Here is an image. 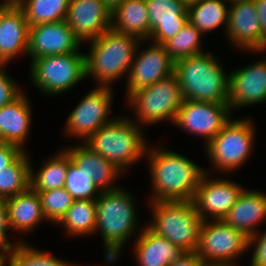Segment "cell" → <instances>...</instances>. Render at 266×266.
Segmentation results:
<instances>
[{
	"instance_id": "obj_40",
	"label": "cell",
	"mask_w": 266,
	"mask_h": 266,
	"mask_svg": "<svg viewBox=\"0 0 266 266\" xmlns=\"http://www.w3.org/2000/svg\"><path fill=\"white\" fill-rule=\"evenodd\" d=\"M204 261L196 252H186L168 266H203Z\"/></svg>"
},
{
	"instance_id": "obj_31",
	"label": "cell",
	"mask_w": 266,
	"mask_h": 266,
	"mask_svg": "<svg viewBox=\"0 0 266 266\" xmlns=\"http://www.w3.org/2000/svg\"><path fill=\"white\" fill-rule=\"evenodd\" d=\"M27 151H23L3 171L2 199H8L30 188L31 162Z\"/></svg>"
},
{
	"instance_id": "obj_44",
	"label": "cell",
	"mask_w": 266,
	"mask_h": 266,
	"mask_svg": "<svg viewBox=\"0 0 266 266\" xmlns=\"http://www.w3.org/2000/svg\"><path fill=\"white\" fill-rule=\"evenodd\" d=\"M107 6L112 10L116 5L122 3L125 0H103Z\"/></svg>"
},
{
	"instance_id": "obj_46",
	"label": "cell",
	"mask_w": 266,
	"mask_h": 266,
	"mask_svg": "<svg viewBox=\"0 0 266 266\" xmlns=\"http://www.w3.org/2000/svg\"><path fill=\"white\" fill-rule=\"evenodd\" d=\"M182 1L187 7H189V6H192L194 4L201 2L203 0H182Z\"/></svg>"
},
{
	"instance_id": "obj_10",
	"label": "cell",
	"mask_w": 266,
	"mask_h": 266,
	"mask_svg": "<svg viewBox=\"0 0 266 266\" xmlns=\"http://www.w3.org/2000/svg\"><path fill=\"white\" fill-rule=\"evenodd\" d=\"M248 240L223 220L202 221L196 253L204 263H233L249 249Z\"/></svg>"
},
{
	"instance_id": "obj_11",
	"label": "cell",
	"mask_w": 266,
	"mask_h": 266,
	"mask_svg": "<svg viewBox=\"0 0 266 266\" xmlns=\"http://www.w3.org/2000/svg\"><path fill=\"white\" fill-rule=\"evenodd\" d=\"M111 87L97 86L87 93L74 110L69 114L66 133L79 137L84 142L102 126L115 118L108 119L112 105Z\"/></svg>"
},
{
	"instance_id": "obj_25",
	"label": "cell",
	"mask_w": 266,
	"mask_h": 266,
	"mask_svg": "<svg viewBox=\"0 0 266 266\" xmlns=\"http://www.w3.org/2000/svg\"><path fill=\"white\" fill-rule=\"evenodd\" d=\"M111 28L119 33L146 41L150 36V22L146 0H125L111 13Z\"/></svg>"
},
{
	"instance_id": "obj_42",
	"label": "cell",
	"mask_w": 266,
	"mask_h": 266,
	"mask_svg": "<svg viewBox=\"0 0 266 266\" xmlns=\"http://www.w3.org/2000/svg\"><path fill=\"white\" fill-rule=\"evenodd\" d=\"M12 251L13 249L0 248V266H7L6 264H9Z\"/></svg>"
},
{
	"instance_id": "obj_2",
	"label": "cell",
	"mask_w": 266,
	"mask_h": 266,
	"mask_svg": "<svg viewBox=\"0 0 266 266\" xmlns=\"http://www.w3.org/2000/svg\"><path fill=\"white\" fill-rule=\"evenodd\" d=\"M211 54L204 52L174 62L173 74L185 100L228 104L230 75Z\"/></svg>"
},
{
	"instance_id": "obj_41",
	"label": "cell",
	"mask_w": 266,
	"mask_h": 266,
	"mask_svg": "<svg viewBox=\"0 0 266 266\" xmlns=\"http://www.w3.org/2000/svg\"><path fill=\"white\" fill-rule=\"evenodd\" d=\"M260 20L262 34L266 37V0H254Z\"/></svg>"
},
{
	"instance_id": "obj_6",
	"label": "cell",
	"mask_w": 266,
	"mask_h": 266,
	"mask_svg": "<svg viewBox=\"0 0 266 266\" xmlns=\"http://www.w3.org/2000/svg\"><path fill=\"white\" fill-rule=\"evenodd\" d=\"M153 221L147 227L184 252H196L202 219L193 201L150 202Z\"/></svg>"
},
{
	"instance_id": "obj_29",
	"label": "cell",
	"mask_w": 266,
	"mask_h": 266,
	"mask_svg": "<svg viewBox=\"0 0 266 266\" xmlns=\"http://www.w3.org/2000/svg\"><path fill=\"white\" fill-rule=\"evenodd\" d=\"M62 224L67 234L87 235L95 232L97 223L96 200L74 199L71 207L58 224Z\"/></svg>"
},
{
	"instance_id": "obj_26",
	"label": "cell",
	"mask_w": 266,
	"mask_h": 266,
	"mask_svg": "<svg viewBox=\"0 0 266 266\" xmlns=\"http://www.w3.org/2000/svg\"><path fill=\"white\" fill-rule=\"evenodd\" d=\"M10 229L26 233L34 230L44 216L38 192L31 187L25 192L5 199Z\"/></svg>"
},
{
	"instance_id": "obj_38",
	"label": "cell",
	"mask_w": 266,
	"mask_h": 266,
	"mask_svg": "<svg viewBox=\"0 0 266 266\" xmlns=\"http://www.w3.org/2000/svg\"><path fill=\"white\" fill-rule=\"evenodd\" d=\"M23 150L14 144L0 142V199H2V177L3 171L9 166Z\"/></svg>"
},
{
	"instance_id": "obj_16",
	"label": "cell",
	"mask_w": 266,
	"mask_h": 266,
	"mask_svg": "<svg viewBox=\"0 0 266 266\" xmlns=\"http://www.w3.org/2000/svg\"><path fill=\"white\" fill-rule=\"evenodd\" d=\"M81 42L65 20L29 27L27 56L31 61L48 55L78 52Z\"/></svg>"
},
{
	"instance_id": "obj_37",
	"label": "cell",
	"mask_w": 266,
	"mask_h": 266,
	"mask_svg": "<svg viewBox=\"0 0 266 266\" xmlns=\"http://www.w3.org/2000/svg\"><path fill=\"white\" fill-rule=\"evenodd\" d=\"M259 234L258 232L255 233L248 240V247L255 245L253 246L255 249L251 257L250 266H266V231L261 233V235Z\"/></svg>"
},
{
	"instance_id": "obj_3",
	"label": "cell",
	"mask_w": 266,
	"mask_h": 266,
	"mask_svg": "<svg viewBox=\"0 0 266 266\" xmlns=\"http://www.w3.org/2000/svg\"><path fill=\"white\" fill-rule=\"evenodd\" d=\"M96 200L97 223L108 263L115 261L137 226L135 201L129 191L116 188L100 191ZM136 213V214H135Z\"/></svg>"
},
{
	"instance_id": "obj_13",
	"label": "cell",
	"mask_w": 266,
	"mask_h": 266,
	"mask_svg": "<svg viewBox=\"0 0 266 266\" xmlns=\"http://www.w3.org/2000/svg\"><path fill=\"white\" fill-rule=\"evenodd\" d=\"M205 172L196 189L193 203L203 221L223 220L244 188L226 179H210ZM210 215V216H209Z\"/></svg>"
},
{
	"instance_id": "obj_39",
	"label": "cell",
	"mask_w": 266,
	"mask_h": 266,
	"mask_svg": "<svg viewBox=\"0 0 266 266\" xmlns=\"http://www.w3.org/2000/svg\"><path fill=\"white\" fill-rule=\"evenodd\" d=\"M9 228L7 205L4 199H0V248L13 249L21 242L18 241L15 244L9 242L8 235H6Z\"/></svg>"
},
{
	"instance_id": "obj_36",
	"label": "cell",
	"mask_w": 266,
	"mask_h": 266,
	"mask_svg": "<svg viewBox=\"0 0 266 266\" xmlns=\"http://www.w3.org/2000/svg\"><path fill=\"white\" fill-rule=\"evenodd\" d=\"M4 68L5 65H0V108L11 103L23 93Z\"/></svg>"
},
{
	"instance_id": "obj_18",
	"label": "cell",
	"mask_w": 266,
	"mask_h": 266,
	"mask_svg": "<svg viewBox=\"0 0 266 266\" xmlns=\"http://www.w3.org/2000/svg\"><path fill=\"white\" fill-rule=\"evenodd\" d=\"M230 109L266 101V59L229 73Z\"/></svg>"
},
{
	"instance_id": "obj_43",
	"label": "cell",
	"mask_w": 266,
	"mask_h": 266,
	"mask_svg": "<svg viewBox=\"0 0 266 266\" xmlns=\"http://www.w3.org/2000/svg\"><path fill=\"white\" fill-rule=\"evenodd\" d=\"M14 6V4L8 0H2L0 3V23L6 13Z\"/></svg>"
},
{
	"instance_id": "obj_28",
	"label": "cell",
	"mask_w": 266,
	"mask_h": 266,
	"mask_svg": "<svg viewBox=\"0 0 266 266\" xmlns=\"http://www.w3.org/2000/svg\"><path fill=\"white\" fill-rule=\"evenodd\" d=\"M229 3L227 0H203L189 6L188 22L194 25L202 34L227 25Z\"/></svg>"
},
{
	"instance_id": "obj_47",
	"label": "cell",
	"mask_w": 266,
	"mask_h": 266,
	"mask_svg": "<svg viewBox=\"0 0 266 266\" xmlns=\"http://www.w3.org/2000/svg\"><path fill=\"white\" fill-rule=\"evenodd\" d=\"M12 2L14 5H18L22 0H8Z\"/></svg>"
},
{
	"instance_id": "obj_8",
	"label": "cell",
	"mask_w": 266,
	"mask_h": 266,
	"mask_svg": "<svg viewBox=\"0 0 266 266\" xmlns=\"http://www.w3.org/2000/svg\"><path fill=\"white\" fill-rule=\"evenodd\" d=\"M252 120L230 119L223 129L206 145L212 167L222 172L236 170L247 161L254 142Z\"/></svg>"
},
{
	"instance_id": "obj_7",
	"label": "cell",
	"mask_w": 266,
	"mask_h": 266,
	"mask_svg": "<svg viewBox=\"0 0 266 266\" xmlns=\"http://www.w3.org/2000/svg\"><path fill=\"white\" fill-rule=\"evenodd\" d=\"M127 100L129 106L135 110V121L142 126V123L156 124L165 119L174 123L184 98L180 84L172 74L151 86L131 93Z\"/></svg>"
},
{
	"instance_id": "obj_30",
	"label": "cell",
	"mask_w": 266,
	"mask_h": 266,
	"mask_svg": "<svg viewBox=\"0 0 266 266\" xmlns=\"http://www.w3.org/2000/svg\"><path fill=\"white\" fill-rule=\"evenodd\" d=\"M69 3L70 0H22L17 6L30 27L65 20Z\"/></svg>"
},
{
	"instance_id": "obj_32",
	"label": "cell",
	"mask_w": 266,
	"mask_h": 266,
	"mask_svg": "<svg viewBox=\"0 0 266 266\" xmlns=\"http://www.w3.org/2000/svg\"><path fill=\"white\" fill-rule=\"evenodd\" d=\"M202 34L194 25L187 22L184 27L163 46L170 58L176 62L179 59L204 53L201 47ZM201 47V48H200Z\"/></svg>"
},
{
	"instance_id": "obj_9",
	"label": "cell",
	"mask_w": 266,
	"mask_h": 266,
	"mask_svg": "<svg viewBox=\"0 0 266 266\" xmlns=\"http://www.w3.org/2000/svg\"><path fill=\"white\" fill-rule=\"evenodd\" d=\"M32 83L43 93L57 95L86 78L85 54L48 55L31 61Z\"/></svg>"
},
{
	"instance_id": "obj_35",
	"label": "cell",
	"mask_w": 266,
	"mask_h": 266,
	"mask_svg": "<svg viewBox=\"0 0 266 266\" xmlns=\"http://www.w3.org/2000/svg\"><path fill=\"white\" fill-rule=\"evenodd\" d=\"M64 187L74 199H96L100 193L93 184L91 176H88L86 171L78 168L73 162L68 167Z\"/></svg>"
},
{
	"instance_id": "obj_48",
	"label": "cell",
	"mask_w": 266,
	"mask_h": 266,
	"mask_svg": "<svg viewBox=\"0 0 266 266\" xmlns=\"http://www.w3.org/2000/svg\"><path fill=\"white\" fill-rule=\"evenodd\" d=\"M230 4L240 1H249V0H227Z\"/></svg>"
},
{
	"instance_id": "obj_19",
	"label": "cell",
	"mask_w": 266,
	"mask_h": 266,
	"mask_svg": "<svg viewBox=\"0 0 266 266\" xmlns=\"http://www.w3.org/2000/svg\"><path fill=\"white\" fill-rule=\"evenodd\" d=\"M148 6L149 40L163 45L188 22V7L182 0H146Z\"/></svg>"
},
{
	"instance_id": "obj_23",
	"label": "cell",
	"mask_w": 266,
	"mask_h": 266,
	"mask_svg": "<svg viewBox=\"0 0 266 266\" xmlns=\"http://www.w3.org/2000/svg\"><path fill=\"white\" fill-rule=\"evenodd\" d=\"M30 102L24 92L11 103L0 108V142L19 146L24 142L31 128Z\"/></svg>"
},
{
	"instance_id": "obj_22",
	"label": "cell",
	"mask_w": 266,
	"mask_h": 266,
	"mask_svg": "<svg viewBox=\"0 0 266 266\" xmlns=\"http://www.w3.org/2000/svg\"><path fill=\"white\" fill-rule=\"evenodd\" d=\"M65 150L71 156L72 162L81 170L86 171L88 176H91L93 184L99 191L118 188L113 183L116 178L123 174V171L114 163L95 153L84 143L81 146L78 145Z\"/></svg>"
},
{
	"instance_id": "obj_45",
	"label": "cell",
	"mask_w": 266,
	"mask_h": 266,
	"mask_svg": "<svg viewBox=\"0 0 266 266\" xmlns=\"http://www.w3.org/2000/svg\"><path fill=\"white\" fill-rule=\"evenodd\" d=\"M203 266H236V263H204Z\"/></svg>"
},
{
	"instance_id": "obj_33",
	"label": "cell",
	"mask_w": 266,
	"mask_h": 266,
	"mask_svg": "<svg viewBox=\"0 0 266 266\" xmlns=\"http://www.w3.org/2000/svg\"><path fill=\"white\" fill-rule=\"evenodd\" d=\"M9 266H76L57 259L46 251L29 247L23 241L13 248Z\"/></svg>"
},
{
	"instance_id": "obj_24",
	"label": "cell",
	"mask_w": 266,
	"mask_h": 266,
	"mask_svg": "<svg viewBox=\"0 0 266 266\" xmlns=\"http://www.w3.org/2000/svg\"><path fill=\"white\" fill-rule=\"evenodd\" d=\"M135 242L134 253L139 266H168L186 253L147 226Z\"/></svg>"
},
{
	"instance_id": "obj_20",
	"label": "cell",
	"mask_w": 266,
	"mask_h": 266,
	"mask_svg": "<svg viewBox=\"0 0 266 266\" xmlns=\"http://www.w3.org/2000/svg\"><path fill=\"white\" fill-rule=\"evenodd\" d=\"M265 219L266 194L262 191L244 189L223 221L250 238L258 232L257 224Z\"/></svg>"
},
{
	"instance_id": "obj_12",
	"label": "cell",
	"mask_w": 266,
	"mask_h": 266,
	"mask_svg": "<svg viewBox=\"0 0 266 266\" xmlns=\"http://www.w3.org/2000/svg\"><path fill=\"white\" fill-rule=\"evenodd\" d=\"M229 104L185 100L178 110L174 122L189 133L206 138V145L231 119Z\"/></svg>"
},
{
	"instance_id": "obj_5",
	"label": "cell",
	"mask_w": 266,
	"mask_h": 266,
	"mask_svg": "<svg viewBox=\"0 0 266 266\" xmlns=\"http://www.w3.org/2000/svg\"><path fill=\"white\" fill-rule=\"evenodd\" d=\"M141 131L140 125L123 116L102 126L83 143L126 171L128 166L145 157L148 145Z\"/></svg>"
},
{
	"instance_id": "obj_17",
	"label": "cell",
	"mask_w": 266,
	"mask_h": 266,
	"mask_svg": "<svg viewBox=\"0 0 266 266\" xmlns=\"http://www.w3.org/2000/svg\"><path fill=\"white\" fill-rule=\"evenodd\" d=\"M111 13L103 0H70L65 21L80 42H91L111 29Z\"/></svg>"
},
{
	"instance_id": "obj_15",
	"label": "cell",
	"mask_w": 266,
	"mask_h": 266,
	"mask_svg": "<svg viewBox=\"0 0 266 266\" xmlns=\"http://www.w3.org/2000/svg\"><path fill=\"white\" fill-rule=\"evenodd\" d=\"M151 47L141 50L140 55L137 49L130 67L127 80V94L151 86L157 81L171 76L174 72V61L163 45L152 43ZM137 54V55H136Z\"/></svg>"
},
{
	"instance_id": "obj_1",
	"label": "cell",
	"mask_w": 266,
	"mask_h": 266,
	"mask_svg": "<svg viewBox=\"0 0 266 266\" xmlns=\"http://www.w3.org/2000/svg\"><path fill=\"white\" fill-rule=\"evenodd\" d=\"M148 148L145 154L149 158L153 183V197L150 201H193L205 169L180 153Z\"/></svg>"
},
{
	"instance_id": "obj_14",
	"label": "cell",
	"mask_w": 266,
	"mask_h": 266,
	"mask_svg": "<svg viewBox=\"0 0 266 266\" xmlns=\"http://www.w3.org/2000/svg\"><path fill=\"white\" fill-rule=\"evenodd\" d=\"M225 31L229 40L237 47L252 53L266 50V37L261 31L254 0L229 5Z\"/></svg>"
},
{
	"instance_id": "obj_27",
	"label": "cell",
	"mask_w": 266,
	"mask_h": 266,
	"mask_svg": "<svg viewBox=\"0 0 266 266\" xmlns=\"http://www.w3.org/2000/svg\"><path fill=\"white\" fill-rule=\"evenodd\" d=\"M50 157L38 172H30V187L36 192L49 191L65 186L67 171L72 162L71 156L64 149Z\"/></svg>"
},
{
	"instance_id": "obj_4",
	"label": "cell",
	"mask_w": 266,
	"mask_h": 266,
	"mask_svg": "<svg viewBox=\"0 0 266 266\" xmlns=\"http://www.w3.org/2000/svg\"><path fill=\"white\" fill-rule=\"evenodd\" d=\"M139 42L142 41L112 28L105 31L89 42V53H85L86 77L96 79L97 86L111 87L113 81L129 73Z\"/></svg>"
},
{
	"instance_id": "obj_21",
	"label": "cell",
	"mask_w": 266,
	"mask_h": 266,
	"mask_svg": "<svg viewBox=\"0 0 266 266\" xmlns=\"http://www.w3.org/2000/svg\"><path fill=\"white\" fill-rule=\"evenodd\" d=\"M29 25L24 12L14 5L0 23V65L19 54L27 55Z\"/></svg>"
},
{
	"instance_id": "obj_34",
	"label": "cell",
	"mask_w": 266,
	"mask_h": 266,
	"mask_svg": "<svg viewBox=\"0 0 266 266\" xmlns=\"http://www.w3.org/2000/svg\"><path fill=\"white\" fill-rule=\"evenodd\" d=\"M46 220L58 223L71 207L74 198L65 187L38 193Z\"/></svg>"
}]
</instances>
